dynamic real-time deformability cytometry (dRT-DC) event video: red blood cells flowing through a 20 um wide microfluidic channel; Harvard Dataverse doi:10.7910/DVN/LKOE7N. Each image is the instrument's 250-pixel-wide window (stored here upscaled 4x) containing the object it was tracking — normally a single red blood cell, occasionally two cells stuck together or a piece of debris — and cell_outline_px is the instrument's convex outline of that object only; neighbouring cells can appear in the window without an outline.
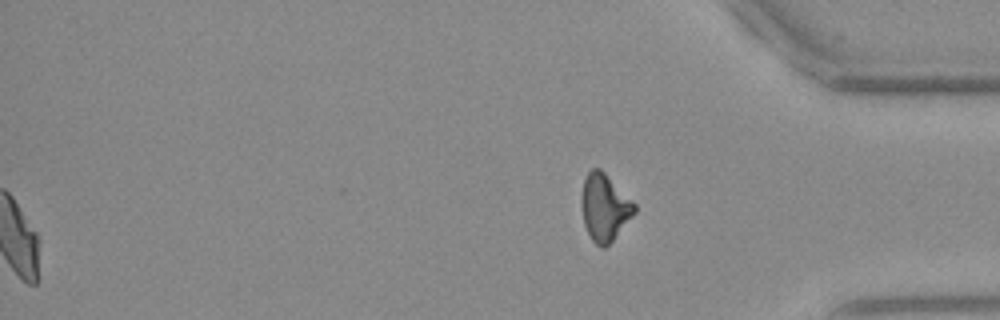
{"species": "Egyptian fruit bat (a non-hibernating species)", "species_latin": "Rousettus aegyptiacus", "temperature_condition": "warm", "stored_images_in_passage": 52, "segment_of_instrument_passage": [2, 2], "camera_frame_rate_fps": 3000, "um_per_image_px": 0.085, "frame": {"image": 1, "passage_image": 52, "time_ms": 17.0, "image_size_px": [1000, 320], "cell_outline_px": [[636, 212], [612, 240], [604, 248], [600, 248], [592, 240], [584, 224], [580, 204], [580, 200], [584, 180], [588, 172], [592, 168], [600, 168], [636, 204]], "centroid_in_image_um": [51.37, 17.62], "position_along_channel_um": 383.8, "area_um2": 20.58}}